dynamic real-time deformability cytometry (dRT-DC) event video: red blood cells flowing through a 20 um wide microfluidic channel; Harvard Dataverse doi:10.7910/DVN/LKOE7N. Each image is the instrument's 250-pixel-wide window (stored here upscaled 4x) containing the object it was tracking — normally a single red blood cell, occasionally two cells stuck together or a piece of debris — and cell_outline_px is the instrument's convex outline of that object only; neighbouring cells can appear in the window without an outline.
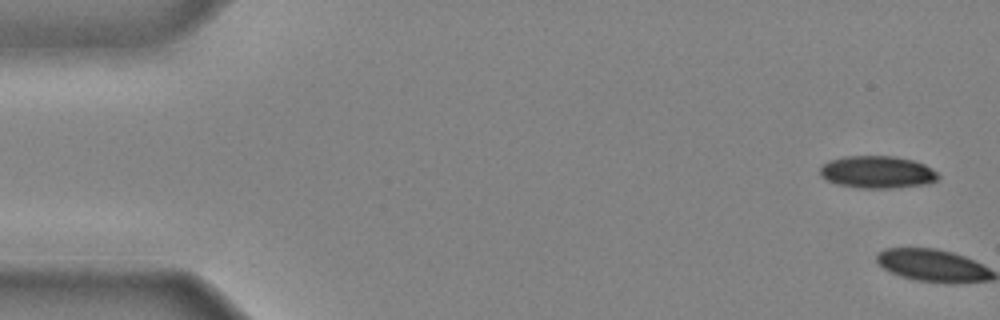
{"species": "common noctule bat (a hibernating species)", "species_latin": "Nyctalus noctula", "temperature_condition": "cold", "stored_images_in_passage": 2, "camera_frame_rate_fps": 3000, "um_per_image_px": 0.085, "animal": {"sex": "male", "body_mass_g": 20.4}, "frame": {"image": 1, "passage_image": 1, "time_ms": 0.0, "image_size_px": [1000, 320], "cell_outline_px": [[940, 176], [936, 180], [928, 184], [892, 188], [856, 188], [836, 184], [820, 176], [820, 168], [828, 160], [844, 156], [892, 156], [912, 160], [924, 164], [936, 172]], "centroid_in_image_um": [74.54, 14.63], "position_along_channel_um": 10.5, "area_um2": 22.31}}